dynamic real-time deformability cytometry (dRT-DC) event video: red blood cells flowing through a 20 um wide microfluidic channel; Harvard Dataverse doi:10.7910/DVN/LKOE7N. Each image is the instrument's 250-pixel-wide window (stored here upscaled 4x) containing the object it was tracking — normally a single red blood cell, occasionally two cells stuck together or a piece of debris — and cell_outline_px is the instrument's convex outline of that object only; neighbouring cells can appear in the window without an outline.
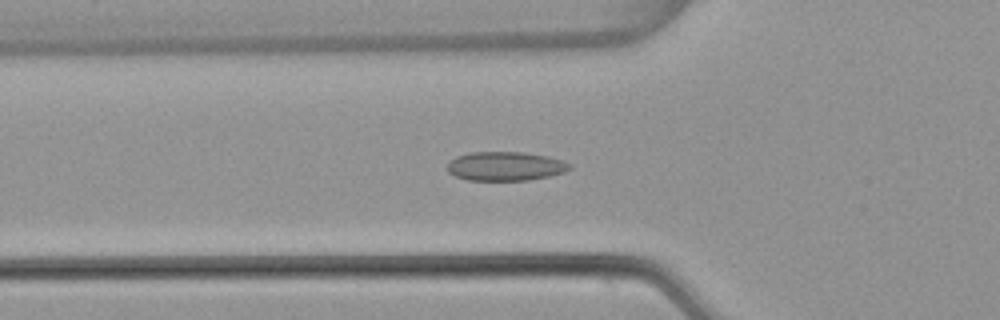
{"species": "common noctule bat (a hibernating species)", "species_latin": "Nyctalus noctula", "temperature_condition": "warm", "stored_images_in_passage": 52, "camera_frame_rate_fps": 3000, "um_per_image_px": 0.085, "animal": {"sex": "female", "body_mass_g": 22.7, "forearm_length_mm": 54.2}, "frame": {"image": 1, "passage_image": 19, "time_ms": 6.0, "image_size_px": [1000, 320], "cell_outline_px": [[572, 168], [564, 172], [548, 176], [528, 180], [468, 180], [456, 176], [448, 172], [448, 160], [456, 156], [468, 152], [524, 152], [548, 156], [572, 164]], "centroid_in_image_um": [42.94, 14.12], "position_along_channel_um": 82.9, "area_um2": 20.75}}
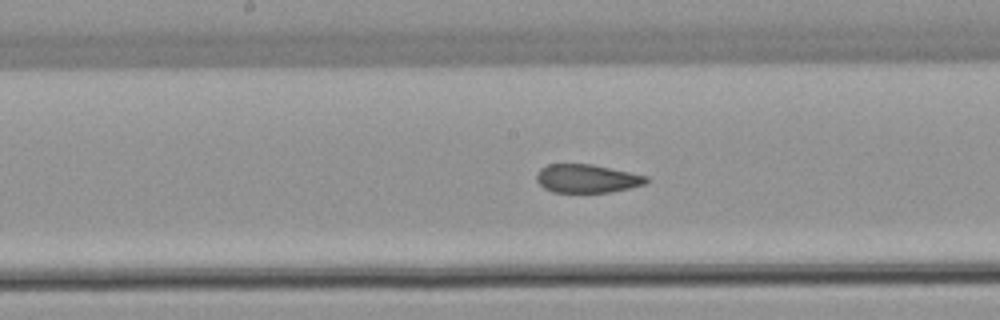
{"frame": {"image": 2, "passage_image": 28, "time_ms": 9.0, "image_size_px": [1000, 320], "cell_outline_px": [[648, 180], [644, 184], [612, 192], [552, 192], [544, 188], [536, 180], [536, 172], [540, 168], [548, 164], [592, 164], [648, 176]], "centroid_in_image_um": [49.85, 15.17], "position_along_channel_um": 198.3, "area_um2": 18.15}}
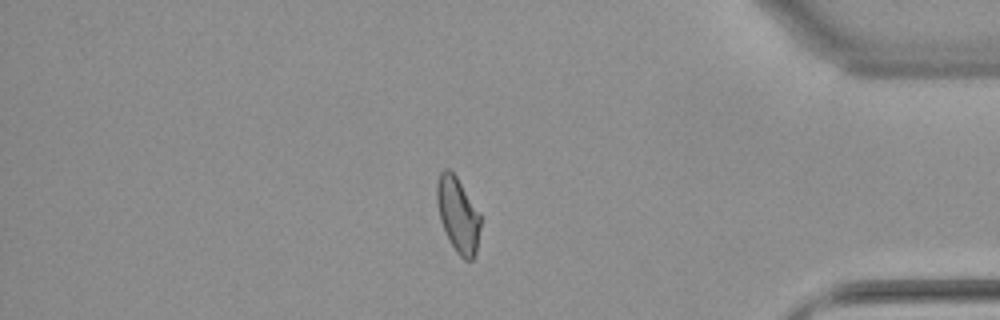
{"frame": {"image": 3, "passage_image": 46, "time_ms": 15.0, "image_size_px": [1000, 320], "cell_outline_px": [[480, 228], [476, 252], [472, 260], [464, 260], [456, 252], [448, 240], [440, 220], [436, 200], [436, 184], [440, 172], [444, 168], [448, 168], [456, 176], [480, 212]], "centroid_in_image_um": [38.91, 18.25], "position_along_channel_um": 396.3, "area_um2": 19.25}}